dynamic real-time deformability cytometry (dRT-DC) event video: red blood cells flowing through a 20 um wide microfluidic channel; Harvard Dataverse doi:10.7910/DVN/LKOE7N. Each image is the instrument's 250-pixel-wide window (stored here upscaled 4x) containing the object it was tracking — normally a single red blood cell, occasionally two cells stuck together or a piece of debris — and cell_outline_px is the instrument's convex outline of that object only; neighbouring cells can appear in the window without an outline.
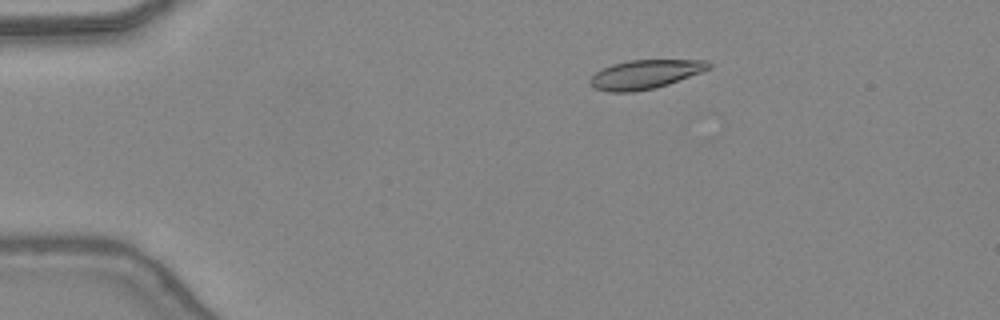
{"species": "common noctule bat (a hibernating species)", "species_latin": "Nyctalus noctula", "temperature_condition": "warm", "stored_images_in_passage": 12, "camera_frame_rate_fps": 3000, "um_per_image_px": 0.085, "animal": {"sex": "female", "body_mass_g": 24.6, "forearm_length_mm": 56.2}, "frame": {"image": 1, "passage_image": 6, "time_ms": 1.667, "image_size_px": [1000, 320], "cell_outline_px": [[712, 68], [668, 84], [656, 88], [632, 92], [608, 92], [592, 88], [588, 84], [588, 80], [596, 72], [612, 64], [628, 60], [708, 60], [712, 64]], "centroid_in_image_um": [54.81, 6.32], "position_along_channel_um": 30.2, "area_um2": 20.17}}